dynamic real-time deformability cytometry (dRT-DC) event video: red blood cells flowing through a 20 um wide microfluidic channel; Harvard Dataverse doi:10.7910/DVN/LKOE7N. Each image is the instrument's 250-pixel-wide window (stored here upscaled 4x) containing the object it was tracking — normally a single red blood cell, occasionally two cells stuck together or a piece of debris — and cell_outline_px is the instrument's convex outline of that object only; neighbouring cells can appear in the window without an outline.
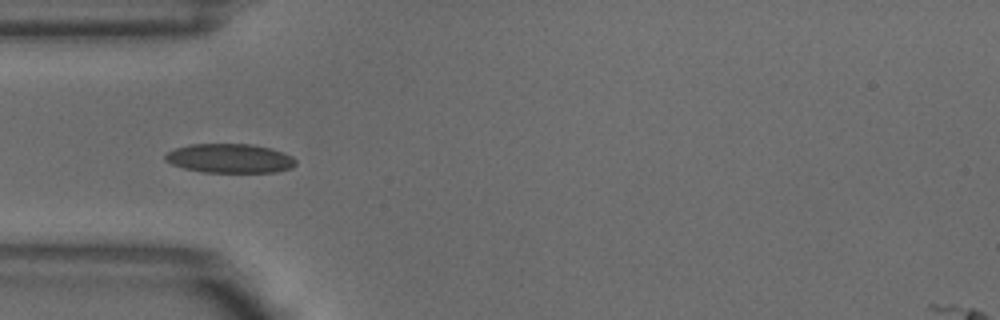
{"species": "common noctule bat (a hibernating species)", "species_latin": "Nyctalus noctula", "temperature_condition": "warm", "stored_images_in_passage": 7, "camera_frame_rate_fps": 3000, "um_per_image_px": 0.085, "animal": {"sex": "male", "body_mass_g": 18.8}, "frame": {"image": 1, "passage_image": 5, "time_ms": 1.333, "image_size_px": [1000, 320], "cell_outline_px": [[296, 164], [292, 168], [276, 172], [204, 172], [184, 168], [172, 164], [164, 160], [164, 156], [168, 152], [176, 148], [188, 144], [248, 144], [272, 148], [292, 156], [296, 160]], "centroid_in_image_um": [19.54, 13.46], "position_along_channel_um": 65.5, "area_um2": 22.2}}